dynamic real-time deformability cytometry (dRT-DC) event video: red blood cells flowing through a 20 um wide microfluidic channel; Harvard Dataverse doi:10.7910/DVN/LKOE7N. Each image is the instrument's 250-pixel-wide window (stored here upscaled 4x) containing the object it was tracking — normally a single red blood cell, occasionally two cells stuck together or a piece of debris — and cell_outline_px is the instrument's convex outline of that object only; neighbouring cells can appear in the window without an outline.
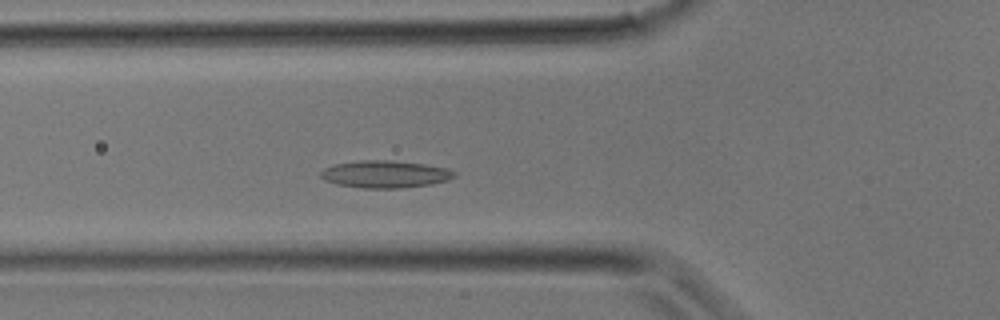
{"species": "common noctule bat (a hibernating species)", "species_latin": "Nyctalus noctula", "temperature_condition": "room temperature", "stored_images_in_passage": 30, "camera_frame_rate_fps": 3000, "um_per_image_px": 0.085, "animal": {"sex": "male", "body_mass_g": 17.9}, "frame": {"image": 1, "passage_image": 9, "time_ms": 2.667, "image_size_px": [1000, 320], "cell_outline_px": [[456, 176], [448, 180], [432, 184], [400, 188], [364, 188], [336, 184], [324, 180], [320, 176], [320, 172], [324, 168], [332, 164], [360, 160], [392, 160], [424, 164], [448, 168], [456, 172]], "centroid_in_image_um": [32.73, 14.8], "position_along_channel_um": 93.1, "area_um2": 21.44}}
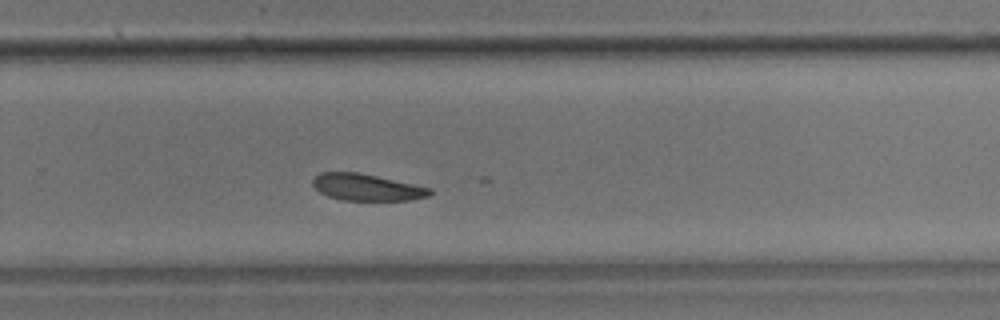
{"frame": {"image": 2, "passage_image": 19, "time_ms": 6.0, "image_size_px": [1000, 320], "cell_outline_px": [[432, 192], [428, 196], [412, 200], [344, 200], [328, 196], [320, 192], [312, 184], [312, 180], [320, 172], [356, 172], [376, 176], [432, 188]], "centroid_in_image_um": [31.17, 15.92], "position_along_channel_um": 298.6, "area_um2": 18.03}}
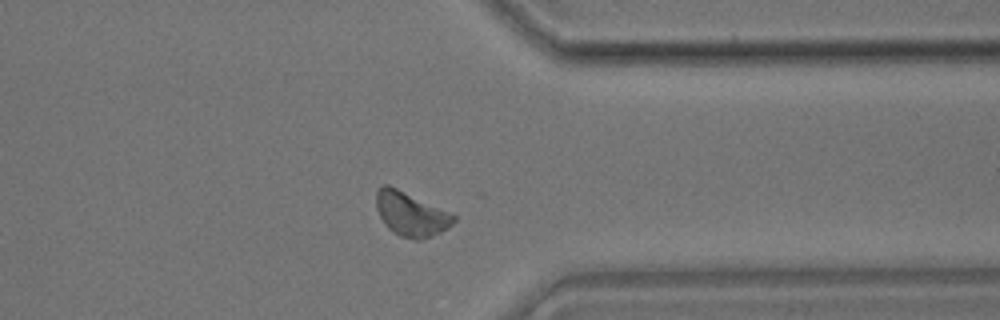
{"frame": {"image": 3, "passage_image": 23, "time_ms": 7.333, "image_size_px": [1000, 320], "cell_outline_px": [[456, 220], [448, 228], [432, 236], [420, 240], [412, 240], [400, 236], [392, 232], [384, 224], [376, 208], [376, 192], [384, 184], [388, 184], [448, 212], [456, 216]], "centroid_in_image_um": [34.9, 18.22], "position_along_channel_um": 376.5, "area_um2": 19.71}}